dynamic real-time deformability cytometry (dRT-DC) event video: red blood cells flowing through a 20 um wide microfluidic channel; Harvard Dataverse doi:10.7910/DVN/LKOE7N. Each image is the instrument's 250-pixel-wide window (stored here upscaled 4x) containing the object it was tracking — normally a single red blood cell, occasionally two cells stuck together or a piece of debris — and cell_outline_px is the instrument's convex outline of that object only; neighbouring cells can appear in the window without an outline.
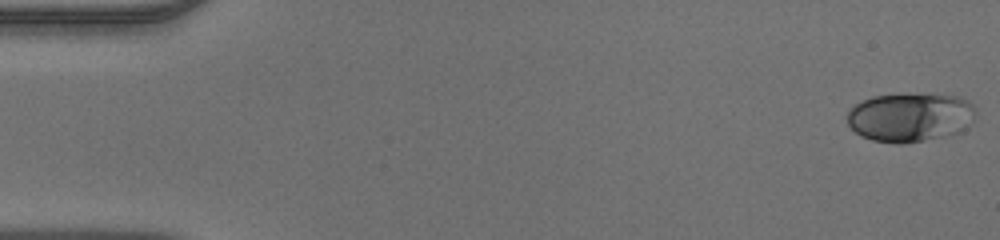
{"species": "human", "species_latin": "Homo sapiens", "temperature_condition": "warm", "stored_images_in_passage": 49, "camera_frame_rate_fps": 3000, "um_per_image_px": 0.085, "donor": {"sex": "male"}, "frame": {"image": 1, "passage_image": 1, "time_ms": 0.0, "image_size_px": [1000, 240], "cell_outline_px": [[976, 116], [968, 128], [960, 132], [924, 140], [904, 144], [896, 144], [872, 140], [860, 136], [848, 124], [848, 112], [856, 104], [872, 96], [900, 92], [956, 96], [968, 100], [976, 108]], "centroid_in_image_um": [77.39, 9.95], "position_along_channel_um": 7.6, "area_um2": 37.28}}
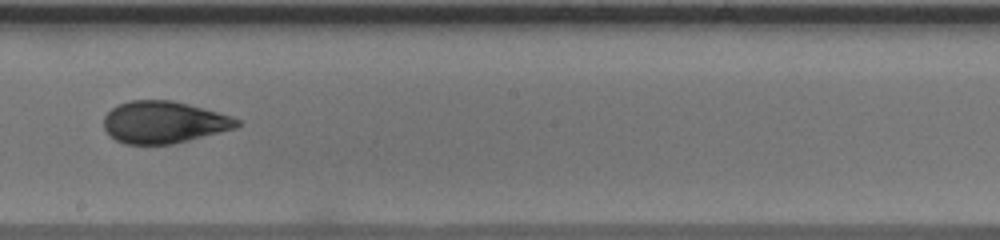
{"frame": {"image": 2, "passage_image": 28, "time_ms": 9.0, "image_size_px": [1000, 240], "cell_outline_px": [[240, 124], [236, 128], [172, 144], [124, 144], [116, 140], [104, 128], [104, 116], [112, 108], [128, 100], [172, 100], [188, 104], [232, 116], [240, 120]], "centroid_in_image_um": [13.92, 10.38], "position_along_channel_um": 234.3, "area_um2": 32.43}}
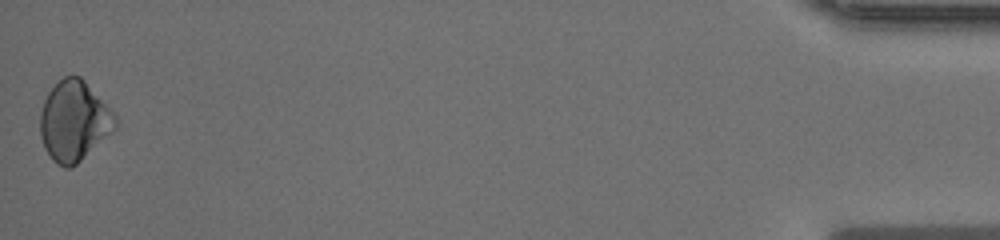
{"frame": {"image": 3, "passage_image": 49, "time_ms": 16.0, "image_size_px": [1000, 240], "cell_outline_px": [[116, 128], [72, 168], [64, 168], [56, 164], [52, 160], [44, 148], [40, 136], [40, 112], [44, 100], [48, 92], [64, 76], [80, 76], [84, 80], [116, 116]], "centroid_in_image_um": [6.26, 10.31], "position_along_channel_um": 428.9, "area_um2": 34.8}}